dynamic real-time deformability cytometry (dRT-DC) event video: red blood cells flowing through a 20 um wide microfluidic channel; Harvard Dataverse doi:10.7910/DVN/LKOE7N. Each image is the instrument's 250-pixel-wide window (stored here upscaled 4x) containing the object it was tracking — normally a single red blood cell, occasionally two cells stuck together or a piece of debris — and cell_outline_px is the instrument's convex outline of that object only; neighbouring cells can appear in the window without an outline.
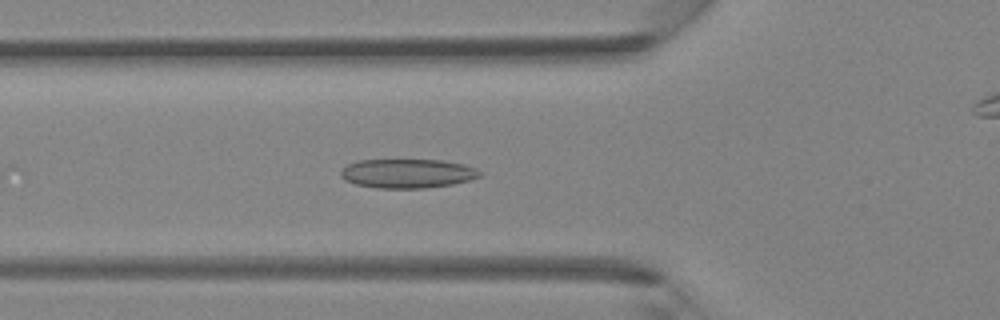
{"species": "Egyptian fruit bat (a non-hibernating species)", "species_latin": "Rousettus aegyptiacus", "temperature_condition": "room temperature", "stored_images_in_passage": 10, "camera_frame_rate_fps": 3000, "um_per_image_px": 0.085, "animal": {"sex": "female"}, "frame": {"image": 1, "passage_image": 4, "time_ms": 1.0, "image_size_px": [1000, 320], "cell_outline_px": [[484, 172], [480, 176], [468, 180], [452, 184], [424, 188], [376, 188], [356, 184], [344, 180], [340, 176], [340, 172], [348, 164], [356, 160], [444, 160], [464, 164], [476, 168]], "centroid_in_image_um": [34.64, 14.74], "position_along_channel_um": 91.2, "area_um2": 23.7}}
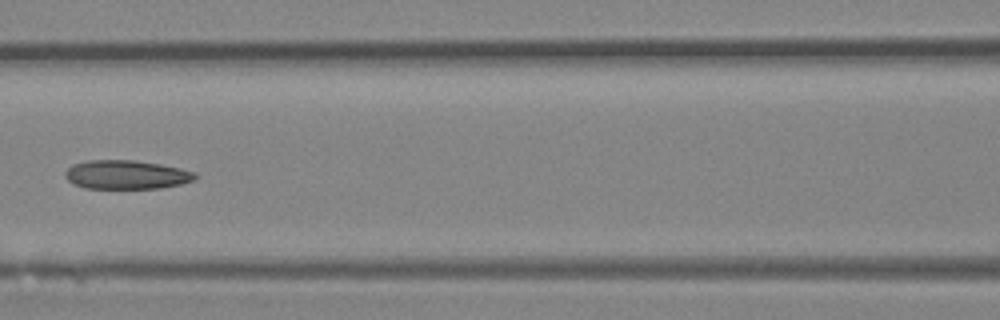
{"frame": {"image": 2, "passage_image": 8, "time_ms": 2.333, "image_size_px": [1000, 320], "cell_outline_px": [[196, 176], [192, 180], [180, 184], [160, 188], [84, 188], [72, 184], [64, 176], [64, 172], [72, 164], [88, 160], [136, 160], [160, 164], [180, 168], [196, 172]], "centroid_in_image_um": [10.69, 14.84], "position_along_channel_um": 155.9, "area_um2": 21.91}}
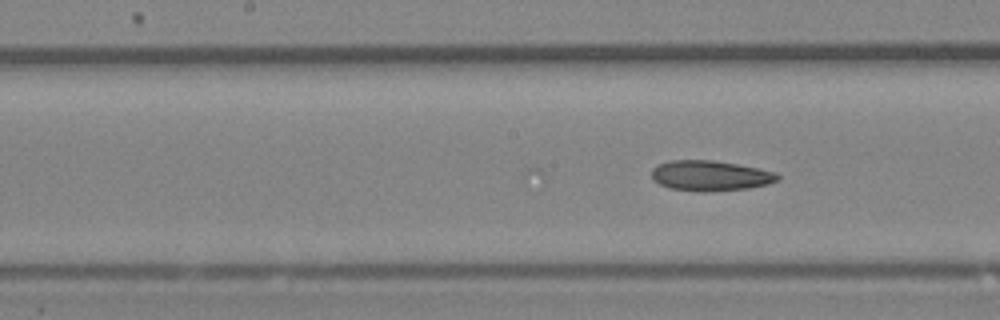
{"frame": {"image": 3, "passage_image": 10, "time_ms": 3.0, "image_size_px": [1000, 320], "cell_outline_px": [[780, 180], [768, 184], [748, 188], [704, 192], [700, 192], [668, 188], [652, 180], [652, 168], [656, 164], [668, 160], [712, 160], [736, 164], [776, 172], [780, 176]], "centroid_in_image_um": [60.34, 14.93], "position_along_channel_um": 187.9, "area_um2": 22.43}}